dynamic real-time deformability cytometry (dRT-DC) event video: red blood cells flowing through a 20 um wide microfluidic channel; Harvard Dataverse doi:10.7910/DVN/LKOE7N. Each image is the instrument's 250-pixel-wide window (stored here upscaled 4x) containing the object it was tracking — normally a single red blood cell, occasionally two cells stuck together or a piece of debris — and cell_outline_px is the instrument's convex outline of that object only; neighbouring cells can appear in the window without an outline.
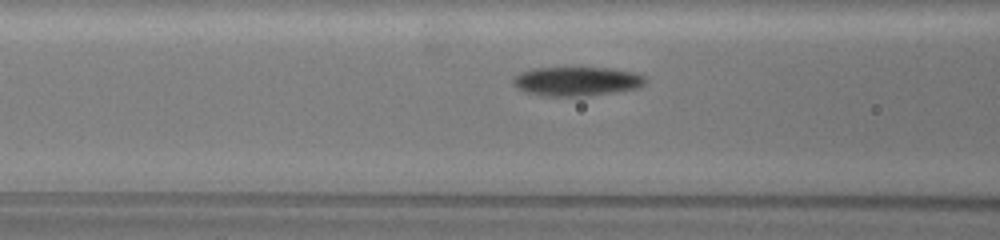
{"species": "common noctule bat (a hibernating species)", "species_latin": "Nyctalus noctula", "temperature_condition": "warm", "stored_images_in_passage": 15, "camera_frame_rate_fps": 3000, "um_per_image_px": 0.085, "animal": {"sex": "female", "body_mass_g": 19.5, "forearm_length_mm": 54.1}, "frame": {"image": 1, "passage_image": 13, "time_ms": 4.0, "image_size_px": [1000, 240], "cell_outline_px": [[644, 84], [636, 88], [588, 96], [540, 96], [528, 92], [520, 88], [516, 84], [516, 76], [524, 72], [536, 68], [612, 68], [632, 72], [644, 76]], "centroid_in_image_um": [49.07, 6.91], "position_along_channel_um": 117.5, "area_um2": 21.79}}